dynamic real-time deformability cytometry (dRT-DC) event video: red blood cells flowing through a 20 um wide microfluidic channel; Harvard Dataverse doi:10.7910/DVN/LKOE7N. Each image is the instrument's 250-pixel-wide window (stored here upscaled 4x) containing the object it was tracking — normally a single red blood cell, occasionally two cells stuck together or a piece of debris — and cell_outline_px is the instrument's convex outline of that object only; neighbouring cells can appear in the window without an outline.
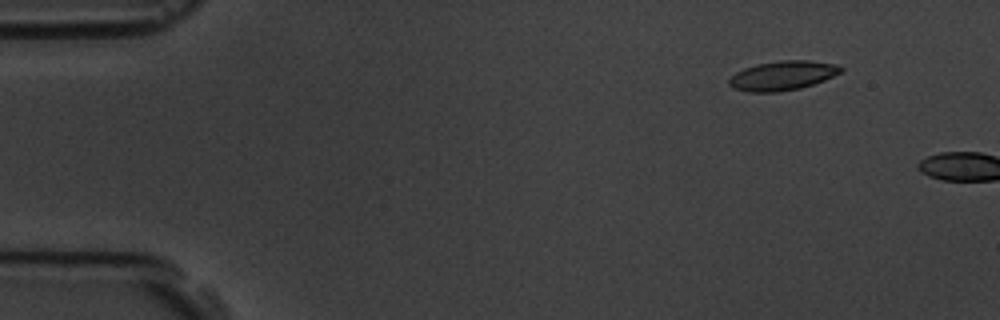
{"species": "common noctule bat (a hibernating species)", "species_latin": "Nyctalus noctula", "temperature_condition": "room temperature", "stored_images_in_passage": 3, "camera_frame_rate_fps": 3000, "um_per_image_px": 0.085, "animal": {"sex": "male", "body_mass_g": 19.5, "forearm_length_mm": 54.6}, "frame": {"image": 1, "passage_image": 2, "time_ms": 1.333, "image_size_px": [1000, 320], "cell_outline_px": [[844, 68], [840, 72], [824, 80], [800, 88], [780, 92], [748, 92], [732, 88], [728, 84], [728, 80], [736, 72], [744, 68], [756, 64], [780, 60], [808, 60], [836, 64]], "centroid_in_image_um": [66.48, 6.42], "position_along_channel_um": 18.5, "area_um2": 19.13}}